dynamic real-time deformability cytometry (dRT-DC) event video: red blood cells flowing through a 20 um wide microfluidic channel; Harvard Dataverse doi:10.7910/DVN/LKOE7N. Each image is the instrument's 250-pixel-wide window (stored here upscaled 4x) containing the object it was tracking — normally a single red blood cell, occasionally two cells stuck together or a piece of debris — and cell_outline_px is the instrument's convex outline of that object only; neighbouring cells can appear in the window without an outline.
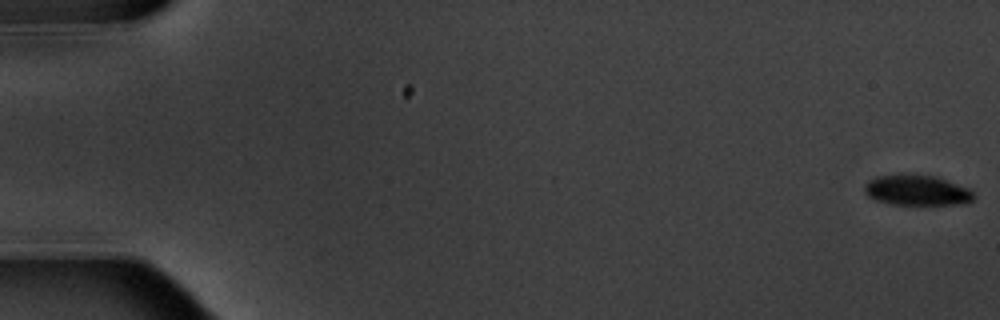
{"species": "common noctule bat (a hibernating species)", "species_latin": "Nyctalus noctula", "temperature_condition": "warm", "stored_images_in_passage": 6, "segment_of_instrument_passage": [2, 2], "camera_frame_rate_fps": 3000, "um_per_image_px": 0.085, "animal": {"sex": "male", "body_mass_g": 20.1, "forearm_length_mm": 53.5}, "frame": {"image": 1, "passage_image": 6, "time_ms": 6.667, "image_size_px": [1000, 320], "cell_outline_px": [[976, 196], [968, 204], [888, 204], [876, 200], [868, 196], [864, 192], [864, 188], [868, 180], [876, 176], [936, 176], [972, 188]], "centroid_in_image_um": [78.01, 16.2], "position_along_channel_um": 7.0, "area_um2": 19.25}}